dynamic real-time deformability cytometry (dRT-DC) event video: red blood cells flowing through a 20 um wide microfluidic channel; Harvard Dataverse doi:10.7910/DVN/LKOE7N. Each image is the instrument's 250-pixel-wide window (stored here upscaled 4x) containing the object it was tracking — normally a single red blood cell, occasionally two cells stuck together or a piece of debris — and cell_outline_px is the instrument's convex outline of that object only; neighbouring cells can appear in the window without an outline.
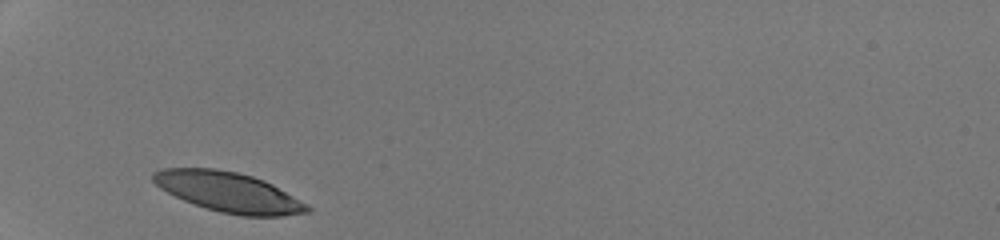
{"species": "human", "species_latin": "Homo sapiens", "temperature_condition": "room temperature", "stored_images_in_passage": 26, "camera_frame_rate_fps": 3000, "um_per_image_px": 0.085, "donor": {"sex": "male"}, "frame": {"image": 1, "passage_image": 1, "time_ms": 0.0, "image_size_px": [1000, 240], "cell_outline_px": [[312, 212], [284, 216], [240, 216], [220, 212], [184, 200], [160, 188], [152, 180], [152, 172], [164, 168], [216, 168], [236, 172], [252, 176], [264, 180], [272, 184], [308, 204], [312, 208]], "centroid_in_image_um": [19.47, 16.33], "position_along_channel_um": 65.5, "area_um2": 35.84}}
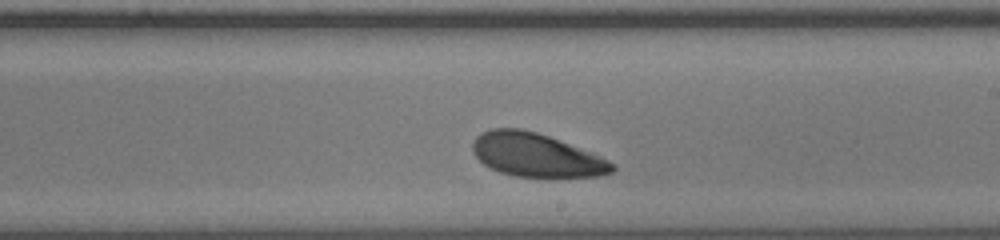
{"frame": {"image": 2, "passage_image": 15, "time_ms": 4.667, "image_size_px": [1000, 240], "cell_outline_px": [[616, 168], [612, 172], [600, 176], [548, 180], [516, 176], [500, 172], [488, 168], [472, 152], [472, 144], [476, 136], [480, 132], [492, 128], [520, 128], [536, 132], [548, 136], [600, 156], [608, 160]], "centroid_in_image_um": [45.57, 13.23], "position_along_channel_um": 243.4, "area_um2": 36.18}}
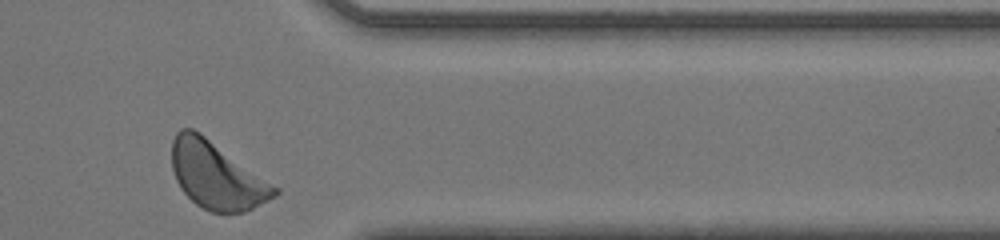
{"frame": {"image": 3, "passage_image": 26, "time_ms": 8.333, "image_size_px": [1000, 240], "cell_outline_px": [[280, 192], [276, 196], [244, 212], [212, 212], [196, 204], [180, 188], [176, 180], [172, 168], [172, 140], [176, 132], [180, 128], [192, 128], [200, 132], [280, 188]], "centroid_in_image_um": [18.41, 14.89], "position_along_channel_um": 393.0, "area_um2": 40.06}, "authors_computed_cell_mechanics": {"area_um2": 36.5874, "velocity_mm_per_s": 4.1826, "shape_relaxation_time_tau1_ms": 2.4719, "shape_relaxation_time_tau2_ms": 3.7521, "deformation_change_tau1": 0.1209, "deformation_change_tau2": 0.1145}}